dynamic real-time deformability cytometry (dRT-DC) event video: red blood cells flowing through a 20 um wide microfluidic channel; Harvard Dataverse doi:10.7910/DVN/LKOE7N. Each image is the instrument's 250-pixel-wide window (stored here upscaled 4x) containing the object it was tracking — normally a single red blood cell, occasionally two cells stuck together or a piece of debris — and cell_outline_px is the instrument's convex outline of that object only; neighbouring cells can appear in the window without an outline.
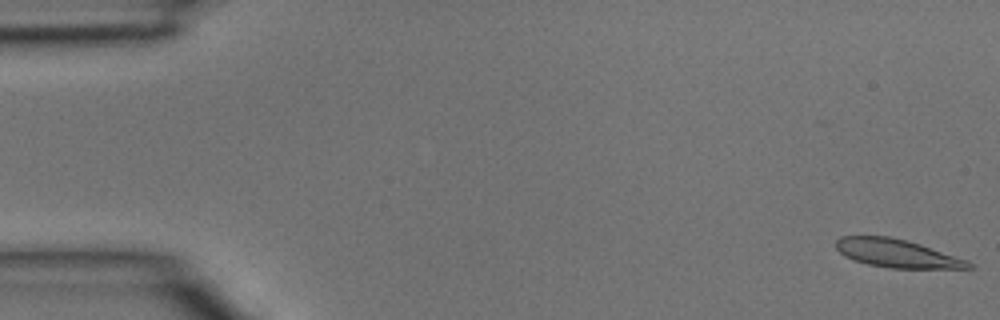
{"species": "common noctule bat (a hibernating species)", "species_latin": "Nyctalus noctula", "temperature_condition": "room temperature", "stored_images_in_passage": 2, "camera_frame_rate_fps": 3000, "um_per_image_px": 0.085, "animal": {"sex": "male", "body_mass_g": 15.6}, "frame": {"image": 1, "passage_image": 2, "time_ms": 0.333, "image_size_px": [1000, 320], "cell_outline_px": [[976, 268], [888, 268], [868, 264], [852, 260], [844, 256], [836, 248], [836, 240], [840, 236], [888, 236], [908, 240], [968, 260]], "centroid_in_image_um": [76.22, 21.53], "position_along_channel_um": 8.8, "area_um2": 21.85}}